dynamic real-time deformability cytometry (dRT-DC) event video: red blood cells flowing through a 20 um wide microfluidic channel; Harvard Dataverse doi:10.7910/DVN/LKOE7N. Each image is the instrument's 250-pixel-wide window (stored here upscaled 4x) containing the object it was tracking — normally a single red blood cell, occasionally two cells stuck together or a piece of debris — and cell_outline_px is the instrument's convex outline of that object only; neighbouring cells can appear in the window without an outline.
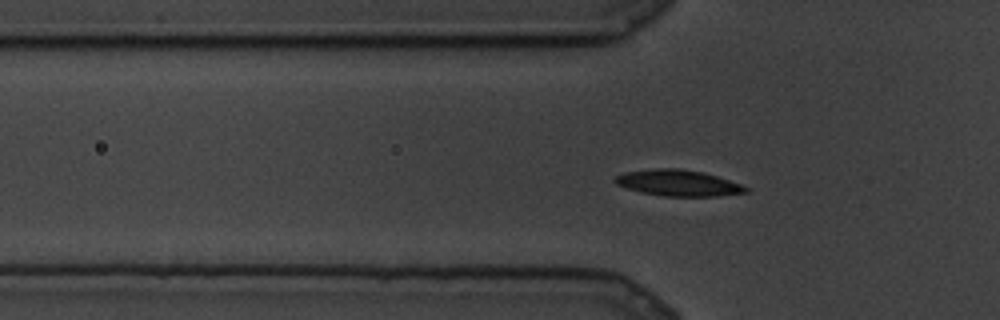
{"species": "common noctule bat (a hibernating species)", "species_latin": "Nyctalus noctula", "temperature_condition": "cold", "stored_images_in_passage": 64, "segment_of_instrument_passage": [1, 2], "camera_frame_rate_fps": 3000, "um_per_image_px": 0.085, "animal": {"sex": "male", "body_mass_g": 19.5, "forearm_length_mm": 54.6}, "frame": {"image": 1, "passage_image": 3, "time_ms": 0.667, "image_size_px": [1000, 320], "cell_outline_px": [[748, 192], [716, 196], [664, 196], [640, 192], [616, 184], [612, 180], [616, 176], [624, 172], [656, 168], [680, 168], [700, 172], [716, 176], [740, 184], [748, 188]], "centroid_in_image_um": [57.6, 15.55], "position_along_channel_um": 68.2, "area_um2": 19.71}}
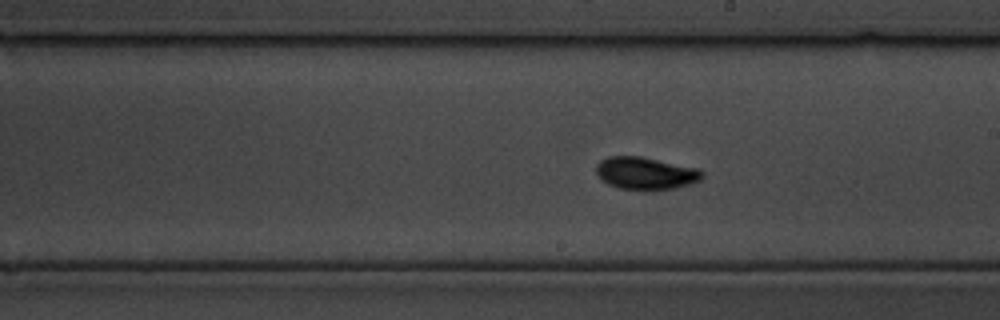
{"frame": {"image": 2, "passage_image": 25, "time_ms": 8.0, "image_size_px": [1000, 320], "cell_outline_px": [[704, 176], [700, 180], [692, 184], [676, 188], [648, 192], [620, 188], [608, 184], [600, 180], [596, 172], [596, 164], [600, 160], [608, 156], [640, 156], [700, 168], [704, 172]], "centroid_in_image_um": [54.9, 14.75], "position_along_channel_um": 234.1, "area_um2": 20.75}}
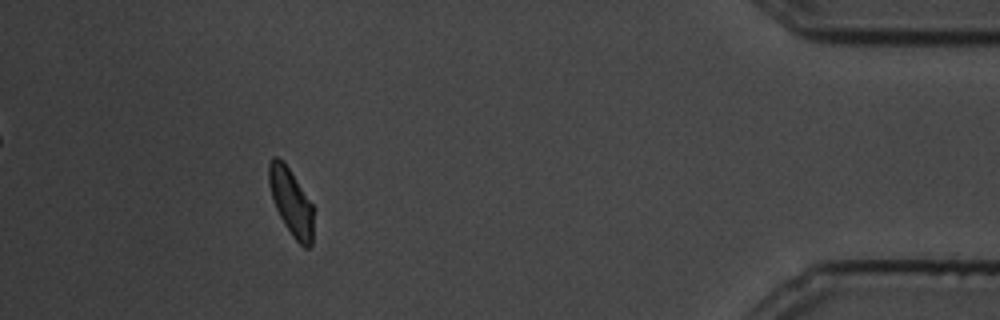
{"frame": {"image": 3, "passage_image": 55, "time_ms": 18.0, "image_size_px": [1000, 320], "cell_outline_px": [[312, 244], [308, 248], [304, 248], [292, 236], [284, 224], [276, 208], [268, 184], [268, 164], [272, 156], [276, 156], [284, 160], [312, 204]], "centroid_in_image_um": [24.71, 17.13], "position_along_channel_um": 410.5, "area_um2": 17.28}}